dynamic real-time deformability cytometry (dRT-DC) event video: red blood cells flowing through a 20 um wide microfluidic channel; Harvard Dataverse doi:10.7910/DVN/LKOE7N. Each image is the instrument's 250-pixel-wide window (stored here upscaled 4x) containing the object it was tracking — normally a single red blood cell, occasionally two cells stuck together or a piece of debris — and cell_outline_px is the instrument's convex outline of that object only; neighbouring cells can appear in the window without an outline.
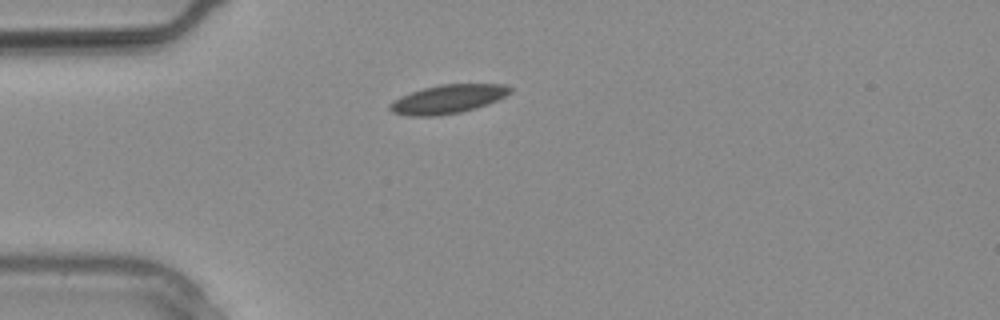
{"species": "common noctule bat (a hibernating species)", "species_latin": "Nyctalus noctula", "temperature_condition": "warm", "stored_images_in_passage": 22, "camera_frame_rate_fps": 3000, "um_per_image_px": 0.085, "animal": {"sex": "male", "body_mass_g": 20.4}, "frame": {"image": 1, "passage_image": 1, "time_ms": 0.0, "image_size_px": [1000, 320], "cell_outline_px": [[512, 92], [488, 104], [476, 108], [460, 112], [436, 116], [408, 116], [392, 112], [388, 108], [388, 104], [400, 96], [424, 88], [440, 84], [504, 84], [512, 88]], "centroid_in_image_um": [38.05, 8.42], "position_along_channel_um": 47.0, "area_um2": 20.11}}